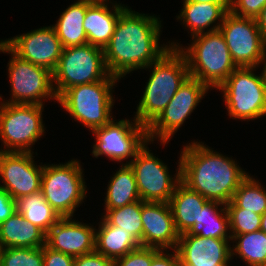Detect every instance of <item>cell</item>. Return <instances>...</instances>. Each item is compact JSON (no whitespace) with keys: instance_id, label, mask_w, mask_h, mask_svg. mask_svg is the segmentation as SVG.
Returning <instances> with one entry per match:
<instances>
[{"instance_id":"52a82bcc","label":"cell","mask_w":266,"mask_h":266,"mask_svg":"<svg viewBox=\"0 0 266 266\" xmlns=\"http://www.w3.org/2000/svg\"><path fill=\"white\" fill-rule=\"evenodd\" d=\"M52 75L57 98L72 86L102 81L109 75L104 50L89 43L63 48Z\"/></svg>"},{"instance_id":"cb8c5ba5","label":"cell","mask_w":266,"mask_h":266,"mask_svg":"<svg viewBox=\"0 0 266 266\" xmlns=\"http://www.w3.org/2000/svg\"><path fill=\"white\" fill-rule=\"evenodd\" d=\"M86 10L87 0H78L65 9L57 23L52 25L63 48L88 43L83 26Z\"/></svg>"},{"instance_id":"d590c367","label":"cell","mask_w":266,"mask_h":266,"mask_svg":"<svg viewBox=\"0 0 266 266\" xmlns=\"http://www.w3.org/2000/svg\"><path fill=\"white\" fill-rule=\"evenodd\" d=\"M44 266H74V257L55 251L46 244L42 247Z\"/></svg>"},{"instance_id":"d4e9b609","label":"cell","mask_w":266,"mask_h":266,"mask_svg":"<svg viewBox=\"0 0 266 266\" xmlns=\"http://www.w3.org/2000/svg\"><path fill=\"white\" fill-rule=\"evenodd\" d=\"M139 200L134 171L129 164H122L108 184L105 208L116 209Z\"/></svg>"},{"instance_id":"8fae6325","label":"cell","mask_w":266,"mask_h":266,"mask_svg":"<svg viewBox=\"0 0 266 266\" xmlns=\"http://www.w3.org/2000/svg\"><path fill=\"white\" fill-rule=\"evenodd\" d=\"M238 67L265 65L266 42L256 19L239 17L228 11L219 28Z\"/></svg>"},{"instance_id":"7a4b0ae2","label":"cell","mask_w":266,"mask_h":266,"mask_svg":"<svg viewBox=\"0 0 266 266\" xmlns=\"http://www.w3.org/2000/svg\"><path fill=\"white\" fill-rule=\"evenodd\" d=\"M191 142L181 151V181L208 201L226 205L249 175L235 163L205 146Z\"/></svg>"},{"instance_id":"1f68e13d","label":"cell","mask_w":266,"mask_h":266,"mask_svg":"<svg viewBox=\"0 0 266 266\" xmlns=\"http://www.w3.org/2000/svg\"><path fill=\"white\" fill-rule=\"evenodd\" d=\"M229 218L230 235H239L260 230L262 215L238 208L232 201L225 205Z\"/></svg>"},{"instance_id":"83f0119b","label":"cell","mask_w":266,"mask_h":266,"mask_svg":"<svg viewBox=\"0 0 266 266\" xmlns=\"http://www.w3.org/2000/svg\"><path fill=\"white\" fill-rule=\"evenodd\" d=\"M233 243L232 256L239 255L248 266H266V234L262 230L231 235Z\"/></svg>"},{"instance_id":"4fadbf2b","label":"cell","mask_w":266,"mask_h":266,"mask_svg":"<svg viewBox=\"0 0 266 266\" xmlns=\"http://www.w3.org/2000/svg\"><path fill=\"white\" fill-rule=\"evenodd\" d=\"M208 90L205 84L189 76L162 113L147 127L149 142L159 138L161 144H167Z\"/></svg>"},{"instance_id":"f546056e","label":"cell","mask_w":266,"mask_h":266,"mask_svg":"<svg viewBox=\"0 0 266 266\" xmlns=\"http://www.w3.org/2000/svg\"><path fill=\"white\" fill-rule=\"evenodd\" d=\"M142 200L135 201L123 207L106 210L104 220L112 226L120 227L136 238L143 247V225H142Z\"/></svg>"},{"instance_id":"ac0fdd59","label":"cell","mask_w":266,"mask_h":266,"mask_svg":"<svg viewBox=\"0 0 266 266\" xmlns=\"http://www.w3.org/2000/svg\"><path fill=\"white\" fill-rule=\"evenodd\" d=\"M143 247L176 249L177 232L169 203L142 201Z\"/></svg>"},{"instance_id":"44dd1931","label":"cell","mask_w":266,"mask_h":266,"mask_svg":"<svg viewBox=\"0 0 266 266\" xmlns=\"http://www.w3.org/2000/svg\"><path fill=\"white\" fill-rule=\"evenodd\" d=\"M206 198L180 181L168 202L177 232L181 235L194 232L201 226V216Z\"/></svg>"},{"instance_id":"277c9868","label":"cell","mask_w":266,"mask_h":266,"mask_svg":"<svg viewBox=\"0 0 266 266\" xmlns=\"http://www.w3.org/2000/svg\"><path fill=\"white\" fill-rule=\"evenodd\" d=\"M221 23H217L218 25L205 33L192 36L193 42L187 48L174 42L169 45L171 48H178L184 54L190 77L198 79L209 89L218 88L238 67L219 30Z\"/></svg>"},{"instance_id":"f35d334b","label":"cell","mask_w":266,"mask_h":266,"mask_svg":"<svg viewBox=\"0 0 266 266\" xmlns=\"http://www.w3.org/2000/svg\"><path fill=\"white\" fill-rule=\"evenodd\" d=\"M171 254L160 250L151 261L150 266H180L179 256L177 251L174 249Z\"/></svg>"},{"instance_id":"484cf974","label":"cell","mask_w":266,"mask_h":266,"mask_svg":"<svg viewBox=\"0 0 266 266\" xmlns=\"http://www.w3.org/2000/svg\"><path fill=\"white\" fill-rule=\"evenodd\" d=\"M183 1V9L177 18L190 28L192 36L205 33V29L217 20L222 22L227 13L218 3Z\"/></svg>"},{"instance_id":"4316f807","label":"cell","mask_w":266,"mask_h":266,"mask_svg":"<svg viewBox=\"0 0 266 266\" xmlns=\"http://www.w3.org/2000/svg\"><path fill=\"white\" fill-rule=\"evenodd\" d=\"M16 208L27 221L40 228L45 234L62 218L47 203L41 191L17 199Z\"/></svg>"},{"instance_id":"e0dca14e","label":"cell","mask_w":266,"mask_h":266,"mask_svg":"<svg viewBox=\"0 0 266 266\" xmlns=\"http://www.w3.org/2000/svg\"><path fill=\"white\" fill-rule=\"evenodd\" d=\"M232 239L201 237L194 232L180 235L176 246L180 266H217L232 260Z\"/></svg>"},{"instance_id":"b9f144b4","label":"cell","mask_w":266,"mask_h":266,"mask_svg":"<svg viewBox=\"0 0 266 266\" xmlns=\"http://www.w3.org/2000/svg\"><path fill=\"white\" fill-rule=\"evenodd\" d=\"M260 230L266 234V211L262 214Z\"/></svg>"},{"instance_id":"4dcf8cb0","label":"cell","mask_w":266,"mask_h":266,"mask_svg":"<svg viewBox=\"0 0 266 266\" xmlns=\"http://www.w3.org/2000/svg\"><path fill=\"white\" fill-rule=\"evenodd\" d=\"M260 182L248 175L240 184L232 197L238 207L259 215L266 211V190Z\"/></svg>"},{"instance_id":"603a6c76","label":"cell","mask_w":266,"mask_h":266,"mask_svg":"<svg viewBox=\"0 0 266 266\" xmlns=\"http://www.w3.org/2000/svg\"><path fill=\"white\" fill-rule=\"evenodd\" d=\"M95 231V251L116 260L141 247V243L120 227L109 225L102 217Z\"/></svg>"},{"instance_id":"7c38bea8","label":"cell","mask_w":266,"mask_h":266,"mask_svg":"<svg viewBox=\"0 0 266 266\" xmlns=\"http://www.w3.org/2000/svg\"><path fill=\"white\" fill-rule=\"evenodd\" d=\"M147 144L137 152L134 159L125 164H129L134 171L142 201L168 203L177 184L181 181V159L173 179L169 175L167 165L150 152Z\"/></svg>"},{"instance_id":"ee69618b","label":"cell","mask_w":266,"mask_h":266,"mask_svg":"<svg viewBox=\"0 0 266 266\" xmlns=\"http://www.w3.org/2000/svg\"><path fill=\"white\" fill-rule=\"evenodd\" d=\"M1 247H0V266H1Z\"/></svg>"},{"instance_id":"9c48e42d","label":"cell","mask_w":266,"mask_h":266,"mask_svg":"<svg viewBox=\"0 0 266 266\" xmlns=\"http://www.w3.org/2000/svg\"><path fill=\"white\" fill-rule=\"evenodd\" d=\"M0 105V139L7 148L3 151L32 152L30 147L45 131L43 105L4 102Z\"/></svg>"},{"instance_id":"7402d4cb","label":"cell","mask_w":266,"mask_h":266,"mask_svg":"<svg viewBox=\"0 0 266 266\" xmlns=\"http://www.w3.org/2000/svg\"><path fill=\"white\" fill-rule=\"evenodd\" d=\"M45 244L46 234L18 211L0 224L1 248H39Z\"/></svg>"},{"instance_id":"3957f363","label":"cell","mask_w":266,"mask_h":266,"mask_svg":"<svg viewBox=\"0 0 266 266\" xmlns=\"http://www.w3.org/2000/svg\"><path fill=\"white\" fill-rule=\"evenodd\" d=\"M148 67L153 68L152 73L134 117L146 127L162 113L179 87L190 76L186 58L178 48H170Z\"/></svg>"},{"instance_id":"9a60e30c","label":"cell","mask_w":266,"mask_h":266,"mask_svg":"<svg viewBox=\"0 0 266 266\" xmlns=\"http://www.w3.org/2000/svg\"><path fill=\"white\" fill-rule=\"evenodd\" d=\"M33 157L32 152H4L0 158V188L14 200L41 191L44 165H35Z\"/></svg>"},{"instance_id":"e575fe53","label":"cell","mask_w":266,"mask_h":266,"mask_svg":"<svg viewBox=\"0 0 266 266\" xmlns=\"http://www.w3.org/2000/svg\"><path fill=\"white\" fill-rule=\"evenodd\" d=\"M265 5L266 0H231L229 11L239 17L256 19Z\"/></svg>"},{"instance_id":"74e56055","label":"cell","mask_w":266,"mask_h":266,"mask_svg":"<svg viewBox=\"0 0 266 266\" xmlns=\"http://www.w3.org/2000/svg\"><path fill=\"white\" fill-rule=\"evenodd\" d=\"M16 211V200L6 190L0 188V224Z\"/></svg>"},{"instance_id":"5bb4252c","label":"cell","mask_w":266,"mask_h":266,"mask_svg":"<svg viewBox=\"0 0 266 266\" xmlns=\"http://www.w3.org/2000/svg\"><path fill=\"white\" fill-rule=\"evenodd\" d=\"M134 122V123H133ZM113 121L92 131L96 136L92 154L96 158L106 155L113 161L135 158L137 152L148 142L147 127L134 118Z\"/></svg>"},{"instance_id":"f6af8a7d","label":"cell","mask_w":266,"mask_h":266,"mask_svg":"<svg viewBox=\"0 0 266 266\" xmlns=\"http://www.w3.org/2000/svg\"><path fill=\"white\" fill-rule=\"evenodd\" d=\"M217 266H228V264H221V265H217Z\"/></svg>"},{"instance_id":"ba28073f","label":"cell","mask_w":266,"mask_h":266,"mask_svg":"<svg viewBox=\"0 0 266 266\" xmlns=\"http://www.w3.org/2000/svg\"><path fill=\"white\" fill-rule=\"evenodd\" d=\"M80 162L44 165L41 192L45 200L61 217H73L75 208L86 196V185Z\"/></svg>"},{"instance_id":"5b68a950","label":"cell","mask_w":266,"mask_h":266,"mask_svg":"<svg viewBox=\"0 0 266 266\" xmlns=\"http://www.w3.org/2000/svg\"><path fill=\"white\" fill-rule=\"evenodd\" d=\"M119 80L108 75L104 80L80 84L65 90L57 102L73 117L91 131L108 124L112 119L114 105L112 88Z\"/></svg>"},{"instance_id":"8d00e7d4","label":"cell","mask_w":266,"mask_h":266,"mask_svg":"<svg viewBox=\"0 0 266 266\" xmlns=\"http://www.w3.org/2000/svg\"><path fill=\"white\" fill-rule=\"evenodd\" d=\"M74 266H114V260L93 251L74 258Z\"/></svg>"},{"instance_id":"836d02e7","label":"cell","mask_w":266,"mask_h":266,"mask_svg":"<svg viewBox=\"0 0 266 266\" xmlns=\"http://www.w3.org/2000/svg\"><path fill=\"white\" fill-rule=\"evenodd\" d=\"M160 251L157 248L139 247L114 260V266H150L152 258Z\"/></svg>"},{"instance_id":"ffe728a7","label":"cell","mask_w":266,"mask_h":266,"mask_svg":"<svg viewBox=\"0 0 266 266\" xmlns=\"http://www.w3.org/2000/svg\"><path fill=\"white\" fill-rule=\"evenodd\" d=\"M107 2L108 0H87L83 23L88 43L101 49L110 42L119 16L127 8L115 3L113 11H110Z\"/></svg>"},{"instance_id":"2e32d148","label":"cell","mask_w":266,"mask_h":266,"mask_svg":"<svg viewBox=\"0 0 266 266\" xmlns=\"http://www.w3.org/2000/svg\"><path fill=\"white\" fill-rule=\"evenodd\" d=\"M16 55L54 72L63 46L53 26L35 29L3 41Z\"/></svg>"},{"instance_id":"8992f818","label":"cell","mask_w":266,"mask_h":266,"mask_svg":"<svg viewBox=\"0 0 266 266\" xmlns=\"http://www.w3.org/2000/svg\"><path fill=\"white\" fill-rule=\"evenodd\" d=\"M256 67H237L217 88L224 95L228 115L233 119L254 120L266 115V70L260 76Z\"/></svg>"},{"instance_id":"ab89813d","label":"cell","mask_w":266,"mask_h":266,"mask_svg":"<svg viewBox=\"0 0 266 266\" xmlns=\"http://www.w3.org/2000/svg\"><path fill=\"white\" fill-rule=\"evenodd\" d=\"M258 28L266 42V5L262 8L260 15L256 18Z\"/></svg>"},{"instance_id":"6da1fadb","label":"cell","mask_w":266,"mask_h":266,"mask_svg":"<svg viewBox=\"0 0 266 266\" xmlns=\"http://www.w3.org/2000/svg\"><path fill=\"white\" fill-rule=\"evenodd\" d=\"M161 21L127 7L119 16L114 33L104 50L110 75L119 79L127 73L146 69L171 47L159 46Z\"/></svg>"},{"instance_id":"d6a6232c","label":"cell","mask_w":266,"mask_h":266,"mask_svg":"<svg viewBox=\"0 0 266 266\" xmlns=\"http://www.w3.org/2000/svg\"><path fill=\"white\" fill-rule=\"evenodd\" d=\"M1 266H44L42 247L2 248Z\"/></svg>"},{"instance_id":"d6986e66","label":"cell","mask_w":266,"mask_h":266,"mask_svg":"<svg viewBox=\"0 0 266 266\" xmlns=\"http://www.w3.org/2000/svg\"><path fill=\"white\" fill-rule=\"evenodd\" d=\"M93 226L62 217L46 234V245L72 257H79L95 251Z\"/></svg>"},{"instance_id":"f1b7e54d","label":"cell","mask_w":266,"mask_h":266,"mask_svg":"<svg viewBox=\"0 0 266 266\" xmlns=\"http://www.w3.org/2000/svg\"><path fill=\"white\" fill-rule=\"evenodd\" d=\"M218 209L219 207H222ZM219 210V211H218ZM229 218L224 204L208 201L202 210L201 226L194 233L205 238L232 239Z\"/></svg>"},{"instance_id":"7bdbcfd3","label":"cell","mask_w":266,"mask_h":266,"mask_svg":"<svg viewBox=\"0 0 266 266\" xmlns=\"http://www.w3.org/2000/svg\"><path fill=\"white\" fill-rule=\"evenodd\" d=\"M3 153H4V151L2 149H0V158H1Z\"/></svg>"},{"instance_id":"30bf717a","label":"cell","mask_w":266,"mask_h":266,"mask_svg":"<svg viewBox=\"0 0 266 266\" xmlns=\"http://www.w3.org/2000/svg\"><path fill=\"white\" fill-rule=\"evenodd\" d=\"M0 52L12 55L8 63L12 98L4 103L43 105V99L48 97L57 101L52 72L20 58L3 40Z\"/></svg>"},{"instance_id":"60d3db41","label":"cell","mask_w":266,"mask_h":266,"mask_svg":"<svg viewBox=\"0 0 266 266\" xmlns=\"http://www.w3.org/2000/svg\"><path fill=\"white\" fill-rule=\"evenodd\" d=\"M189 2H207V3H218L220 4L227 12L230 10L231 0H187Z\"/></svg>"}]
</instances>
